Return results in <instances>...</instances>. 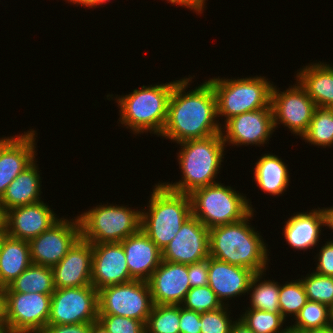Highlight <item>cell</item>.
I'll list each match as a JSON object with an SVG mask.
<instances>
[{
	"mask_svg": "<svg viewBox=\"0 0 333 333\" xmlns=\"http://www.w3.org/2000/svg\"><path fill=\"white\" fill-rule=\"evenodd\" d=\"M190 76L175 83L168 103L167 121L160 135L175 144L220 134L222 130L212 85L205 80L188 90L193 82Z\"/></svg>",
	"mask_w": 333,
	"mask_h": 333,
	"instance_id": "1",
	"label": "cell"
},
{
	"mask_svg": "<svg viewBox=\"0 0 333 333\" xmlns=\"http://www.w3.org/2000/svg\"><path fill=\"white\" fill-rule=\"evenodd\" d=\"M253 210L243 220L209 229V256L232 265L248 268L255 273L266 272L269 249L261 232L251 226Z\"/></svg>",
	"mask_w": 333,
	"mask_h": 333,
	"instance_id": "2",
	"label": "cell"
},
{
	"mask_svg": "<svg viewBox=\"0 0 333 333\" xmlns=\"http://www.w3.org/2000/svg\"><path fill=\"white\" fill-rule=\"evenodd\" d=\"M180 151L177 162L182 173L181 180L163 182L170 190L190 194L193 190L219 182L221 163L224 161L226 145L222 134H215L205 138L189 139L177 143Z\"/></svg>",
	"mask_w": 333,
	"mask_h": 333,
	"instance_id": "3",
	"label": "cell"
},
{
	"mask_svg": "<svg viewBox=\"0 0 333 333\" xmlns=\"http://www.w3.org/2000/svg\"><path fill=\"white\" fill-rule=\"evenodd\" d=\"M177 81L143 85L126 95L114 97L108 94L106 97L109 101L113 98L116 100L118 109L120 108L119 123L123 125L121 127L126 126L125 128L136 136L150 132L159 137L167 121L168 103Z\"/></svg>",
	"mask_w": 333,
	"mask_h": 333,
	"instance_id": "4",
	"label": "cell"
},
{
	"mask_svg": "<svg viewBox=\"0 0 333 333\" xmlns=\"http://www.w3.org/2000/svg\"><path fill=\"white\" fill-rule=\"evenodd\" d=\"M148 202L141 209V230L162 251L192 215L191 200L189 194L174 192L159 181Z\"/></svg>",
	"mask_w": 333,
	"mask_h": 333,
	"instance_id": "5",
	"label": "cell"
},
{
	"mask_svg": "<svg viewBox=\"0 0 333 333\" xmlns=\"http://www.w3.org/2000/svg\"><path fill=\"white\" fill-rule=\"evenodd\" d=\"M189 197L192 215L208 229L239 222L255 210L245 194L220 181L193 190Z\"/></svg>",
	"mask_w": 333,
	"mask_h": 333,
	"instance_id": "6",
	"label": "cell"
},
{
	"mask_svg": "<svg viewBox=\"0 0 333 333\" xmlns=\"http://www.w3.org/2000/svg\"><path fill=\"white\" fill-rule=\"evenodd\" d=\"M216 96L217 117H224L225 123L233 116L271 106V83L267 77L207 79Z\"/></svg>",
	"mask_w": 333,
	"mask_h": 333,
	"instance_id": "7",
	"label": "cell"
},
{
	"mask_svg": "<svg viewBox=\"0 0 333 333\" xmlns=\"http://www.w3.org/2000/svg\"><path fill=\"white\" fill-rule=\"evenodd\" d=\"M128 205H96L78 214L81 237L91 244L121 242L141 229V210Z\"/></svg>",
	"mask_w": 333,
	"mask_h": 333,
	"instance_id": "8",
	"label": "cell"
},
{
	"mask_svg": "<svg viewBox=\"0 0 333 333\" xmlns=\"http://www.w3.org/2000/svg\"><path fill=\"white\" fill-rule=\"evenodd\" d=\"M99 314L132 318L146 324L154 303L147 281L132 280L98 291Z\"/></svg>",
	"mask_w": 333,
	"mask_h": 333,
	"instance_id": "9",
	"label": "cell"
},
{
	"mask_svg": "<svg viewBox=\"0 0 333 333\" xmlns=\"http://www.w3.org/2000/svg\"><path fill=\"white\" fill-rule=\"evenodd\" d=\"M295 82V85L289 86L283 92L273 84L271 106L274 129L282 124L292 134L301 138L309 128L317 106L299 82L297 80Z\"/></svg>",
	"mask_w": 333,
	"mask_h": 333,
	"instance_id": "10",
	"label": "cell"
},
{
	"mask_svg": "<svg viewBox=\"0 0 333 333\" xmlns=\"http://www.w3.org/2000/svg\"><path fill=\"white\" fill-rule=\"evenodd\" d=\"M98 314V291L93 285L55 289L47 324L90 323Z\"/></svg>",
	"mask_w": 333,
	"mask_h": 333,
	"instance_id": "11",
	"label": "cell"
},
{
	"mask_svg": "<svg viewBox=\"0 0 333 333\" xmlns=\"http://www.w3.org/2000/svg\"><path fill=\"white\" fill-rule=\"evenodd\" d=\"M81 237L78 216L61 218L49 229L28 241L33 264L47 267L57 265Z\"/></svg>",
	"mask_w": 333,
	"mask_h": 333,
	"instance_id": "12",
	"label": "cell"
},
{
	"mask_svg": "<svg viewBox=\"0 0 333 333\" xmlns=\"http://www.w3.org/2000/svg\"><path fill=\"white\" fill-rule=\"evenodd\" d=\"M51 296L6 292V324L15 333H40L48 323Z\"/></svg>",
	"mask_w": 333,
	"mask_h": 333,
	"instance_id": "13",
	"label": "cell"
},
{
	"mask_svg": "<svg viewBox=\"0 0 333 333\" xmlns=\"http://www.w3.org/2000/svg\"><path fill=\"white\" fill-rule=\"evenodd\" d=\"M221 129L227 147L230 145L247 147L254 144L255 147H264L275 132L272 107L233 116L221 126Z\"/></svg>",
	"mask_w": 333,
	"mask_h": 333,
	"instance_id": "14",
	"label": "cell"
},
{
	"mask_svg": "<svg viewBox=\"0 0 333 333\" xmlns=\"http://www.w3.org/2000/svg\"><path fill=\"white\" fill-rule=\"evenodd\" d=\"M209 257V229L191 215L174 239L162 250V260L193 264Z\"/></svg>",
	"mask_w": 333,
	"mask_h": 333,
	"instance_id": "15",
	"label": "cell"
},
{
	"mask_svg": "<svg viewBox=\"0 0 333 333\" xmlns=\"http://www.w3.org/2000/svg\"><path fill=\"white\" fill-rule=\"evenodd\" d=\"M91 285L102 288L134 280L129 273L125 251L120 242L92 244Z\"/></svg>",
	"mask_w": 333,
	"mask_h": 333,
	"instance_id": "16",
	"label": "cell"
},
{
	"mask_svg": "<svg viewBox=\"0 0 333 333\" xmlns=\"http://www.w3.org/2000/svg\"><path fill=\"white\" fill-rule=\"evenodd\" d=\"M59 219V216L44 201L15 207L3 215L8 236L26 241L37 237Z\"/></svg>",
	"mask_w": 333,
	"mask_h": 333,
	"instance_id": "17",
	"label": "cell"
},
{
	"mask_svg": "<svg viewBox=\"0 0 333 333\" xmlns=\"http://www.w3.org/2000/svg\"><path fill=\"white\" fill-rule=\"evenodd\" d=\"M147 282L154 305H181L191 289L188 265L163 260Z\"/></svg>",
	"mask_w": 333,
	"mask_h": 333,
	"instance_id": "18",
	"label": "cell"
},
{
	"mask_svg": "<svg viewBox=\"0 0 333 333\" xmlns=\"http://www.w3.org/2000/svg\"><path fill=\"white\" fill-rule=\"evenodd\" d=\"M92 258V244L80 237L52 267L55 289L91 285Z\"/></svg>",
	"mask_w": 333,
	"mask_h": 333,
	"instance_id": "19",
	"label": "cell"
},
{
	"mask_svg": "<svg viewBox=\"0 0 333 333\" xmlns=\"http://www.w3.org/2000/svg\"><path fill=\"white\" fill-rule=\"evenodd\" d=\"M255 274L248 268L208 257V285L223 305H229V300L242 294L246 295Z\"/></svg>",
	"mask_w": 333,
	"mask_h": 333,
	"instance_id": "20",
	"label": "cell"
},
{
	"mask_svg": "<svg viewBox=\"0 0 333 333\" xmlns=\"http://www.w3.org/2000/svg\"><path fill=\"white\" fill-rule=\"evenodd\" d=\"M326 227V219L323 207L310 209V211L296 212L285 221L283 236L286 243L293 250L307 251L314 250L322 240L320 235L322 228Z\"/></svg>",
	"mask_w": 333,
	"mask_h": 333,
	"instance_id": "21",
	"label": "cell"
},
{
	"mask_svg": "<svg viewBox=\"0 0 333 333\" xmlns=\"http://www.w3.org/2000/svg\"><path fill=\"white\" fill-rule=\"evenodd\" d=\"M36 134L34 129L25 131L3 152L0 158V198L13 180L36 160Z\"/></svg>",
	"mask_w": 333,
	"mask_h": 333,
	"instance_id": "22",
	"label": "cell"
},
{
	"mask_svg": "<svg viewBox=\"0 0 333 333\" xmlns=\"http://www.w3.org/2000/svg\"><path fill=\"white\" fill-rule=\"evenodd\" d=\"M120 243L130 276L134 280L148 281L162 261V251L141 229Z\"/></svg>",
	"mask_w": 333,
	"mask_h": 333,
	"instance_id": "23",
	"label": "cell"
},
{
	"mask_svg": "<svg viewBox=\"0 0 333 333\" xmlns=\"http://www.w3.org/2000/svg\"><path fill=\"white\" fill-rule=\"evenodd\" d=\"M295 73V80L317 107L333 109V64L310 62Z\"/></svg>",
	"mask_w": 333,
	"mask_h": 333,
	"instance_id": "24",
	"label": "cell"
},
{
	"mask_svg": "<svg viewBox=\"0 0 333 333\" xmlns=\"http://www.w3.org/2000/svg\"><path fill=\"white\" fill-rule=\"evenodd\" d=\"M37 159L23 170L7 187L0 198V211H7L20 206L31 205L42 201V179L38 170Z\"/></svg>",
	"mask_w": 333,
	"mask_h": 333,
	"instance_id": "25",
	"label": "cell"
},
{
	"mask_svg": "<svg viewBox=\"0 0 333 333\" xmlns=\"http://www.w3.org/2000/svg\"><path fill=\"white\" fill-rule=\"evenodd\" d=\"M253 179L256 186L270 196H282L290 185L288 165L278 155L265 153L256 161Z\"/></svg>",
	"mask_w": 333,
	"mask_h": 333,
	"instance_id": "26",
	"label": "cell"
},
{
	"mask_svg": "<svg viewBox=\"0 0 333 333\" xmlns=\"http://www.w3.org/2000/svg\"><path fill=\"white\" fill-rule=\"evenodd\" d=\"M31 264L28 241L7 236L0 251V286L7 287Z\"/></svg>",
	"mask_w": 333,
	"mask_h": 333,
	"instance_id": "27",
	"label": "cell"
},
{
	"mask_svg": "<svg viewBox=\"0 0 333 333\" xmlns=\"http://www.w3.org/2000/svg\"><path fill=\"white\" fill-rule=\"evenodd\" d=\"M5 291L52 295L55 291L52 267L32 263L18 278L5 287Z\"/></svg>",
	"mask_w": 333,
	"mask_h": 333,
	"instance_id": "28",
	"label": "cell"
},
{
	"mask_svg": "<svg viewBox=\"0 0 333 333\" xmlns=\"http://www.w3.org/2000/svg\"><path fill=\"white\" fill-rule=\"evenodd\" d=\"M265 275L266 273L262 272L253 276L247 293V295H250V307L248 306L247 308L280 313V283L270 279L265 280Z\"/></svg>",
	"mask_w": 333,
	"mask_h": 333,
	"instance_id": "29",
	"label": "cell"
},
{
	"mask_svg": "<svg viewBox=\"0 0 333 333\" xmlns=\"http://www.w3.org/2000/svg\"><path fill=\"white\" fill-rule=\"evenodd\" d=\"M317 147H333V109L317 107L307 132L301 137Z\"/></svg>",
	"mask_w": 333,
	"mask_h": 333,
	"instance_id": "30",
	"label": "cell"
},
{
	"mask_svg": "<svg viewBox=\"0 0 333 333\" xmlns=\"http://www.w3.org/2000/svg\"><path fill=\"white\" fill-rule=\"evenodd\" d=\"M289 326L290 331L325 328L333 325L332 309L320 302L308 300Z\"/></svg>",
	"mask_w": 333,
	"mask_h": 333,
	"instance_id": "31",
	"label": "cell"
},
{
	"mask_svg": "<svg viewBox=\"0 0 333 333\" xmlns=\"http://www.w3.org/2000/svg\"><path fill=\"white\" fill-rule=\"evenodd\" d=\"M239 319L242 320L254 333H288L289 326L283 328L286 319L281 313L247 308Z\"/></svg>",
	"mask_w": 333,
	"mask_h": 333,
	"instance_id": "32",
	"label": "cell"
},
{
	"mask_svg": "<svg viewBox=\"0 0 333 333\" xmlns=\"http://www.w3.org/2000/svg\"><path fill=\"white\" fill-rule=\"evenodd\" d=\"M180 305H154L145 328L149 333H180Z\"/></svg>",
	"mask_w": 333,
	"mask_h": 333,
	"instance_id": "33",
	"label": "cell"
},
{
	"mask_svg": "<svg viewBox=\"0 0 333 333\" xmlns=\"http://www.w3.org/2000/svg\"><path fill=\"white\" fill-rule=\"evenodd\" d=\"M307 301L308 297L301 279L291 280L290 282L286 281V283L280 284V313L286 320L287 317L291 318V316L294 319Z\"/></svg>",
	"mask_w": 333,
	"mask_h": 333,
	"instance_id": "34",
	"label": "cell"
},
{
	"mask_svg": "<svg viewBox=\"0 0 333 333\" xmlns=\"http://www.w3.org/2000/svg\"><path fill=\"white\" fill-rule=\"evenodd\" d=\"M302 277L301 281L308 300L320 302L332 308L333 276H323L312 271V273Z\"/></svg>",
	"mask_w": 333,
	"mask_h": 333,
	"instance_id": "35",
	"label": "cell"
},
{
	"mask_svg": "<svg viewBox=\"0 0 333 333\" xmlns=\"http://www.w3.org/2000/svg\"><path fill=\"white\" fill-rule=\"evenodd\" d=\"M181 306L201 315L208 311L219 309L223 304L209 285H206L191 288L187 292Z\"/></svg>",
	"mask_w": 333,
	"mask_h": 333,
	"instance_id": "36",
	"label": "cell"
},
{
	"mask_svg": "<svg viewBox=\"0 0 333 333\" xmlns=\"http://www.w3.org/2000/svg\"><path fill=\"white\" fill-rule=\"evenodd\" d=\"M229 307L230 305H223L219 309L201 314V333H230L235 321L230 316Z\"/></svg>",
	"mask_w": 333,
	"mask_h": 333,
	"instance_id": "37",
	"label": "cell"
},
{
	"mask_svg": "<svg viewBox=\"0 0 333 333\" xmlns=\"http://www.w3.org/2000/svg\"><path fill=\"white\" fill-rule=\"evenodd\" d=\"M108 333H144L145 323L128 317L112 314H98Z\"/></svg>",
	"mask_w": 333,
	"mask_h": 333,
	"instance_id": "38",
	"label": "cell"
},
{
	"mask_svg": "<svg viewBox=\"0 0 333 333\" xmlns=\"http://www.w3.org/2000/svg\"><path fill=\"white\" fill-rule=\"evenodd\" d=\"M314 257L317 266L313 271L323 276H333V238L326 241Z\"/></svg>",
	"mask_w": 333,
	"mask_h": 333,
	"instance_id": "39",
	"label": "cell"
},
{
	"mask_svg": "<svg viewBox=\"0 0 333 333\" xmlns=\"http://www.w3.org/2000/svg\"><path fill=\"white\" fill-rule=\"evenodd\" d=\"M190 287L208 285V259L188 265Z\"/></svg>",
	"mask_w": 333,
	"mask_h": 333,
	"instance_id": "40",
	"label": "cell"
},
{
	"mask_svg": "<svg viewBox=\"0 0 333 333\" xmlns=\"http://www.w3.org/2000/svg\"><path fill=\"white\" fill-rule=\"evenodd\" d=\"M180 333H201L200 314L180 305Z\"/></svg>",
	"mask_w": 333,
	"mask_h": 333,
	"instance_id": "41",
	"label": "cell"
},
{
	"mask_svg": "<svg viewBox=\"0 0 333 333\" xmlns=\"http://www.w3.org/2000/svg\"><path fill=\"white\" fill-rule=\"evenodd\" d=\"M40 333H90V323L47 324Z\"/></svg>",
	"mask_w": 333,
	"mask_h": 333,
	"instance_id": "42",
	"label": "cell"
},
{
	"mask_svg": "<svg viewBox=\"0 0 333 333\" xmlns=\"http://www.w3.org/2000/svg\"><path fill=\"white\" fill-rule=\"evenodd\" d=\"M206 1L208 0H167L166 2L173 4V6L176 4L188 10L190 9V11H195L196 14L200 15L207 7Z\"/></svg>",
	"mask_w": 333,
	"mask_h": 333,
	"instance_id": "43",
	"label": "cell"
},
{
	"mask_svg": "<svg viewBox=\"0 0 333 333\" xmlns=\"http://www.w3.org/2000/svg\"><path fill=\"white\" fill-rule=\"evenodd\" d=\"M6 324V291L0 286V326Z\"/></svg>",
	"mask_w": 333,
	"mask_h": 333,
	"instance_id": "44",
	"label": "cell"
},
{
	"mask_svg": "<svg viewBox=\"0 0 333 333\" xmlns=\"http://www.w3.org/2000/svg\"><path fill=\"white\" fill-rule=\"evenodd\" d=\"M230 333H254L242 320L237 318L231 327Z\"/></svg>",
	"mask_w": 333,
	"mask_h": 333,
	"instance_id": "45",
	"label": "cell"
},
{
	"mask_svg": "<svg viewBox=\"0 0 333 333\" xmlns=\"http://www.w3.org/2000/svg\"><path fill=\"white\" fill-rule=\"evenodd\" d=\"M90 333H108V332L104 324L99 319H96L90 322Z\"/></svg>",
	"mask_w": 333,
	"mask_h": 333,
	"instance_id": "46",
	"label": "cell"
},
{
	"mask_svg": "<svg viewBox=\"0 0 333 333\" xmlns=\"http://www.w3.org/2000/svg\"><path fill=\"white\" fill-rule=\"evenodd\" d=\"M20 134L16 136H7V137H1L0 138V158L5 151V149L19 136Z\"/></svg>",
	"mask_w": 333,
	"mask_h": 333,
	"instance_id": "47",
	"label": "cell"
},
{
	"mask_svg": "<svg viewBox=\"0 0 333 333\" xmlns=\"http://www.w3.org/2000/svg\"><path fill=\"white\" fill-rule=\"evenodd\" d=\"M326 219V228L333 230V206L323 207ZM333 232V231H332Z\"/></svg>",
	"mask_w": 333,
	"mask_h": 333,
	"instance_id": "48",
	"label": "cell"
},
{
	"mask_svg": "<svg viewBox=\"0 0 333 333\" xmlns=\"http://www.w3.org/2000/svg\"><path fill=\"white\" fill-rule=\"evenodd\" d=\"M293 333H333V325L325 328L307 329L304 331H290Z\"/></svg>",
	"mask_w": 333,
	"mask_h": 333,
	"instance_id": "49",
	"label": "cell"
},
{
	"mask_svg": "<svg viewBox=\"0 0 333 333\" xmlns=\"http://www.w3.org/2000/svg\"><path fill=\"white\" fill-rule=\"evenodd\" d=\"M97 1L98 0H76L73 4L93 8L97 4Z\"/></svg>",
	"mask_w": 333,
	"mask_h": 333,
	"instance_id": "50",
	"label": "cell"
},
{
	"mask_svg": "<svg viewBox=\"0 0 333 333\" xmlns=\"http://www.w3.org/2000/svg\"><path fill=\"white\" fill-rule=\"evenodd\" d=\"M8 236L7 228L4 222L0 224V251L3 245L5 238Z\"/></svg>",
	"mask_w": 333,
	"mask_h": 333,
	"instance_id": "51",
	"label": "cell"
},
{
	"mask_svg": "<svg viewBox=\"0 0 333 333\" xmlns=\"http://www.w3.org/2000/svg\"><path fill=\"white\" fill-rule=\"evenodd\" d=\"M0 333H15V332L12 330V328L9 325L5 324L0 326Z\"/></svg>",
	"mask_w": 333,
	"mask_h": 333,
	"instance_id": "52",
	"label": "cell"
},
{
	"mask_svg": "<svg viewBox=\"0 0 333 333\" xmlns=\"http://www.w3.org/2000/svg\"><path fill=\"white\" fill-rule=\"evenodd\" d=\"M108 2H110V0H98L97 4L93 7V8H98L99 6L102 7V5L108 4Z\"/></svg>",
	"mask_w": 333,
	"mask_h": 333,
	"instance_id": "53",
	"label": "cell"
},
{
	"mask_svg": "<svg viewBox=\"0 0 333 333\" xmlns=\"http://www.w3.org/2000/svg\"><path fill=\"white\" fill-rule=\"evenodd\" d=\"M3 222V215H2V213H1V211H0V224Z\"/></svg>",
	"mask_w": 333,
	"mask_h": 333,
	"instance_id": "54",
	"label": "cell"
},
{
	"mask_svg": "<svg viewBox=\"0 0 333 333\" xmlns=\"http://www.w3.org/2000/svg\"><path fill=\"white\" fill-rule=\"evenodd\" d=\"M66 2L68 3H71L73 5V3L76 1V0H65Z\"/></svg>",
	"mask_w": 333,
	"mask_h": 333,
	"instance_id": "55",
	"label": "cell"
}]
</instances>
